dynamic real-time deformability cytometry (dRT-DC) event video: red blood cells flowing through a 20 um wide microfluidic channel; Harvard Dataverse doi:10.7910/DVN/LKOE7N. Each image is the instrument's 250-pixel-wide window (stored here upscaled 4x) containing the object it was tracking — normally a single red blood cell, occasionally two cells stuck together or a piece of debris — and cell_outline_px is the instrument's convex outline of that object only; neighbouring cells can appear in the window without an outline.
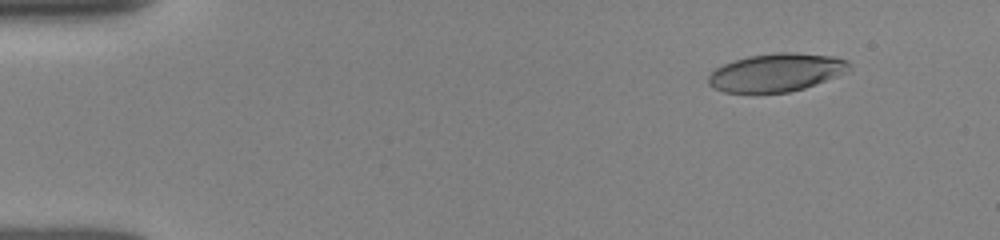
{"species": "human", "species_latin": "Homo sapiens", "temperature_condition": "room temperature", "stored_images_in_passage": 15, "camera_frame_rate_fps": 3000, "um_per_image_px": 0.085, "donor": {"sex": "female"}, "frame": {"image": 1, "passage_image": 3, "time_ms": 0.667, "image_size_px": [1000, 240], "cell_outline_px": [[852, 68], [836, 76], [816, 84], [804, 88], [788, 92], [724, 92], [712, 88], [708, 84], [708, 76], [716, 68], [724, 64], [748, 56], [776, 52], [796, 52], [836, 56], [848, 60], [852, 64]], "centroid_in_image_um": [66.02, 6.14], "position_along_channel_um": 19.0, "area_um2": 31.33}}
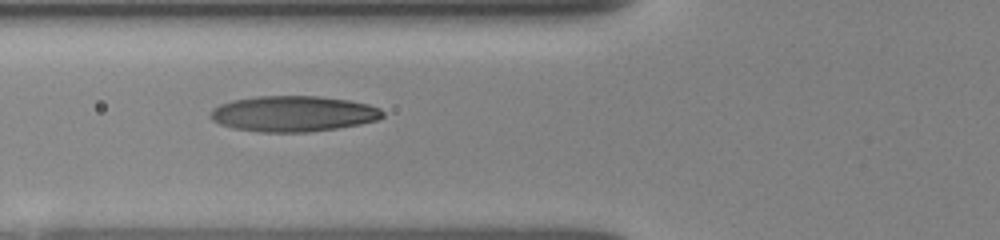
{"frame": {"image": 2, "passage_image": 10, "time_ms": 3.0, "image_size_px": [1000, 240], "cell_outline_px": [[384, 116], [376, 120], [360, 124], [336, 128], [308, 132], [260, 132], [232, 128], [220, 124], [212, 120], [208, 116], [212, 108], [220, 104], [232, 100], [256, 96], [320, 96], [348, 100], [368, 104], [380, 108], [384, 112]], "centroid_in_image_um": [24.9, 9.66], "position_along_channel_um": 100.9, "area_um2": 36.01}}
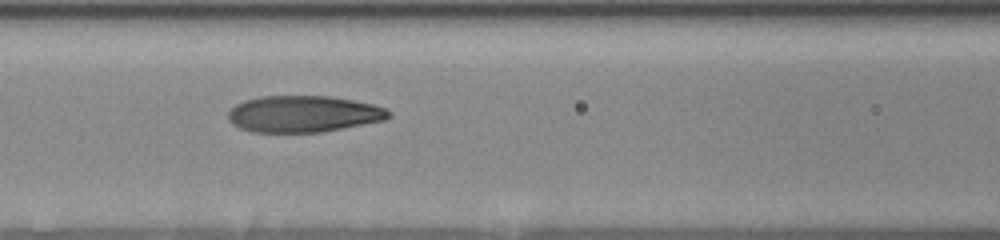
{"frame": {"image": 3, "passage_image": 13, "time_ms": 4.0, "image_size_px": [1000, 240], "cell_outline_px": [[392, 112], [384, 120], [320, 132], [252, 132], [240, 128], [232, 124], [228, 120], [228, 112], [236, 104], [244, 100], [260, 96], [328, 96], [352, 100], [372, 104], [384, 108]], "centroid_in_image_um": [25.74, 9.68], "position_along_channel_um": 140.9, "area_um2": 33.99}}